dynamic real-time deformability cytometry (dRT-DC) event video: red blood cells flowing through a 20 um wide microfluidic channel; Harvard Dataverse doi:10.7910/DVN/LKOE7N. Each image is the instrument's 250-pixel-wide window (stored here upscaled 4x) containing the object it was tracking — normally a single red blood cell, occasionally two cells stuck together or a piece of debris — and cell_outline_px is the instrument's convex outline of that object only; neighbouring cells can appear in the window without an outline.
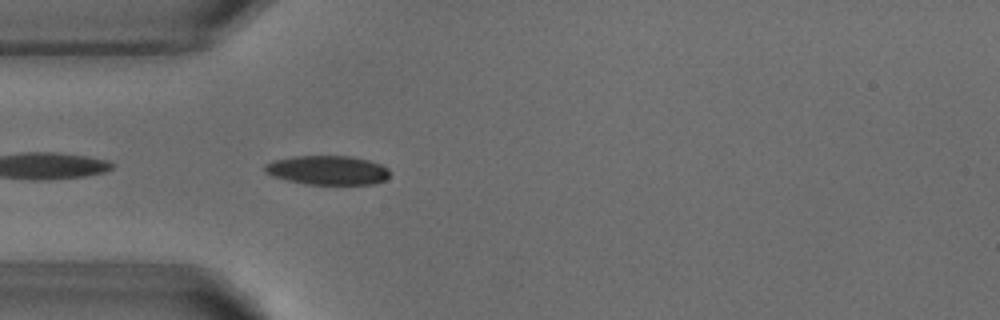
{"species": "common noctule bat (a hibernating species)", "species_latin": "Nyctalus noctula", "temperature_condition": "warm", "stored_images_in_passage": 33, "camera_frame_rate_fps": 3000, "um_per_image_px": 0.085, "animal": {"sex": "male", "body_mass_g": 18.8}, "frame": {"image": 1, "passage_image": 2, "time_ms": 0.333, "image_size_px": [1000, 320], "cell_outline_px": [[388, 176], [384, 180], [376, 184], [308, 184], [288, 180], [272, 176], [264, 172], [264, 164], [272, 160], [292, 156], [352, 156], [368, 160], [380, 164], [388, 168]], "centroid_in_image_um": [27.81, 14.46], "position_along_channel_um": 57.2, "area_um2": 21.27}}
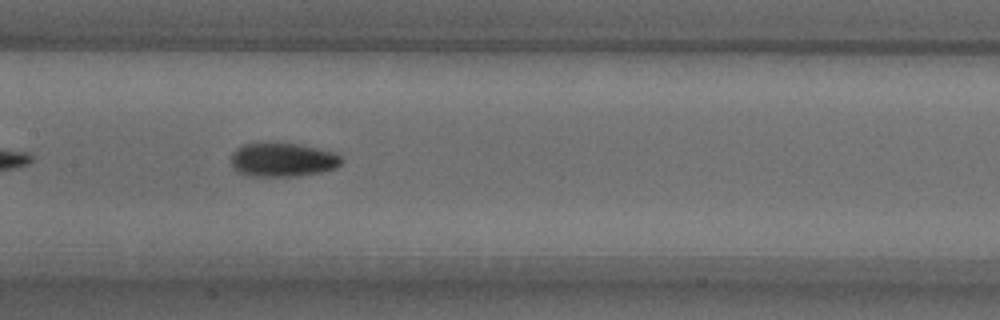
{"frame": {"image": 2, "passage_image": 12, "time_ms": 3.667, "image_size_px": [1000, 320], "cell_outline_px": [[344, 160], [336, 168], [320, 172], [296, 176], [252, 176], [236, 172], [232, 168], [232, 152], [236, 148], [244, 144], [264, 140], [276, 140], [300, 144], [336, 152]], "centroid_in_image_um": [24.0, 13.53], "position_along_channel_um": 183.4, "area_um2": 22.72}}
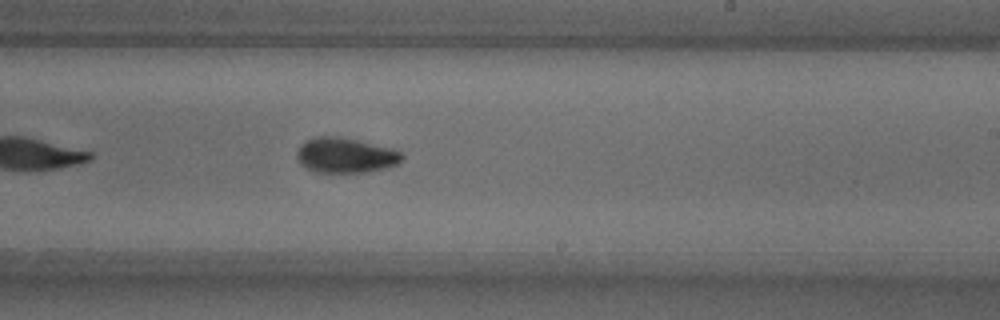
{"frame": {"image": 3, "passage_image": 18, "time_ms": 5.667, "image_size_px": [1000, 320], "cell_outline_px": [[404, 156], [396, 164], [388, 168], [368, 172], [316, 172], [300, 164], [296, 156], [296, 152], [300, 144], [316, 136], [340, 136], [388, 148], [400, 152]], "centroid_in_image_um": [29.32, 13.21], "position_along_channel_um": 259.7, "area_um2": 21.33}, "authors_computed_cell_mechanics": {"area_um2": 21.2704, "velocity_mm_per_s": 3.8236, "shape_relaxation_time_tau1_ms": 3.0116, "shape_relaxation_time_tau2_ms": 1.9833, "deformation_change_tau1": 0.1263, "deformation_change_tau2": 0.0629}}